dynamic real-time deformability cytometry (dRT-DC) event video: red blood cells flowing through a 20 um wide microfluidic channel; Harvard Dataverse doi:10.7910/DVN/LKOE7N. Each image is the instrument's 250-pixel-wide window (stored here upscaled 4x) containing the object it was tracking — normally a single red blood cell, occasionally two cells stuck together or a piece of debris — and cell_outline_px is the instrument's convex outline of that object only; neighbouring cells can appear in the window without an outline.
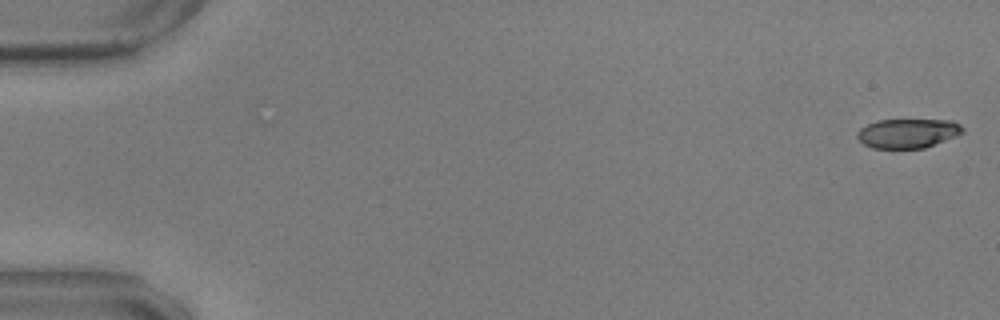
{"species": "common noctule bat (a hibernating species)", "species_latin": "Nyctalus noctula", "temperature_condition": "warm", "stored_images_in_passage": 27, "camera_frame_rate_fps": 3000, "um_per_image_px": 0.085, "animal": {"sex": "male", "body_mass_g": 17.9, "forearm_length_mm": 54.2}, "frame": {"image": 1, "passage_image": 1, "time_ms": 0.0, "image_size_px": [1000, 320], "cell_outline_px": [[964, 132], [956, 136], [924, 148], [872, 148], [864, 144], [856, 136], [856, 132], [860, 128], [876, 120], [952, 120], [960, 124], [964, 128]], "centroid_in_image_um": [77.16, 11.32], "position_along_channel_um": 7.8, "area_um2": 18.03}}
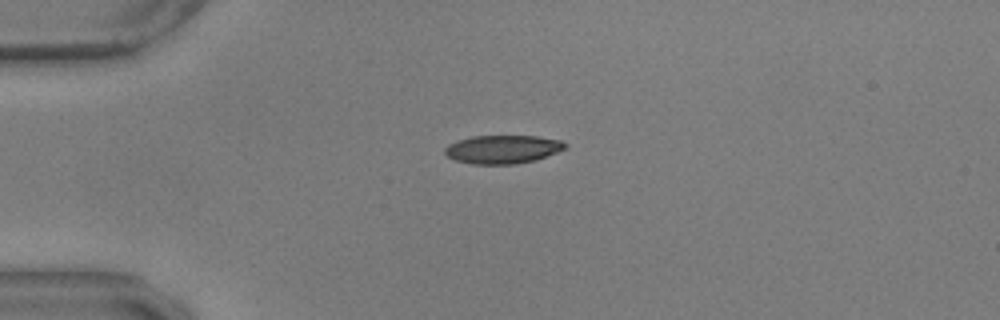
{"frame": {"image": 2, "passage_image": 14, "time_ms": 4.333, "image_size_px": [1000, 320], "cell_outline_px": [[568, 148], [536, 160], [516, 164], [472, 164], [456, 160], [448, 156], [444, 152], [444, 148], [448, 144], [472, 136], [536, 136], [560, 140], [568, 144]], "centroid_in_image_um": [42.76, 12.69], "position_along_channel_um": 42.2, "area_um2": 19.94}}